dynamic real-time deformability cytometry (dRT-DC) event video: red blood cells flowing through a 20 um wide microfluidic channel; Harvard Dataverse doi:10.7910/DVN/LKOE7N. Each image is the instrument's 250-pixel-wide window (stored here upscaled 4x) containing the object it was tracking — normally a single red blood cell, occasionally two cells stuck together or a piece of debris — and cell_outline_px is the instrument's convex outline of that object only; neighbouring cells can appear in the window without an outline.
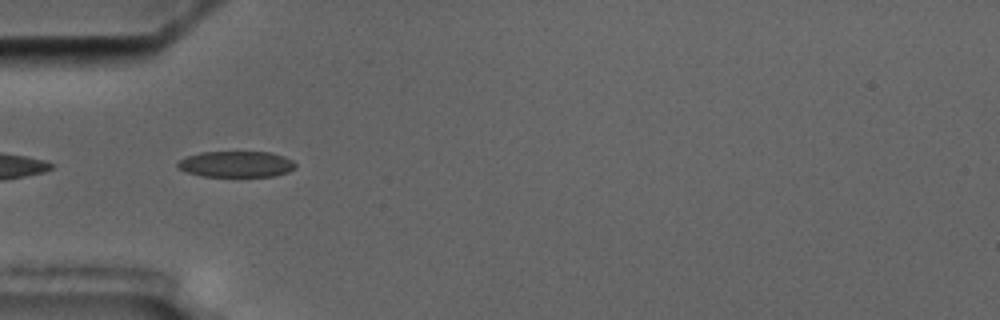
{"species": "common noctule bat (a hibernating species)", "species_latin": "Nyctalus noctula", "temperature_condition": "cold", "stored_images_in_passage": 5, "segment_of_instrument_passage": [2, 2], "camera_frame_rate_fps": 3000, "um_per_image_px": 0.085, "animal": {"sex": "male", "body_mass_g": 17.5, "forearm_length_mm": 52.3}, "frame": {"image": 1, "passage_image": 4, "time_ms": 4.333, "image_size_px": [1000, 320], "cell_outline_px": [[296, 168], [288, 172], [276, 176], [200, 176], [176, 168], [176, 164], [184, 156], [200, 152], [272, 152], [284, 156], [292, 160], [296, 164]], "centroid_in_image_um": [20.07, 13.95], "position_along_channel_um": 64.9, "area_um2": 18.09}}